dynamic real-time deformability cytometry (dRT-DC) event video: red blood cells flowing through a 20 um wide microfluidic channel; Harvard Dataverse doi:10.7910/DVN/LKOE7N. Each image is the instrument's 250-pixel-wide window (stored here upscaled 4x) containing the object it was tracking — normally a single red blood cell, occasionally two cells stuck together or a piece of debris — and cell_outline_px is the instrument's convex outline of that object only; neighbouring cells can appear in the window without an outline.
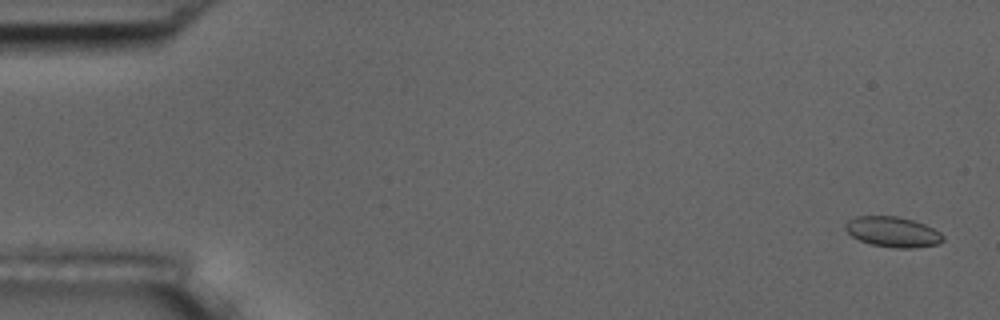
{"species": "common noctule bat (a hibernating species)", "species_latin": "Nyctalus noctula", "temperature_condition": "room temperature", "stored_images_in_passage": 10, "camera_frame_rate_fps": 3000, "um_per_image_px": 0.085, "animal": {"sex": "male", "body_mass_g": 17.5, "forearm_length_mm": 52.3}, "frame": {"image": 1, "passage_image": 1, "time_ms": 0.0, "image_size_px": [1000, 320], "cell_outline_px": [[944, 240], [940, 244], [916, 248], [896, 248], [868, 244], [852, 236], [844, 228], [844, 224], [848, 220], [856, 216], [896, 216], [912, 220], [924, 224], [940, 232], [944, 236]], "centroid_in_image_um": [75.89, 19.72], "position_along_channel_um": 9.1, "area_um2": 17.4}}
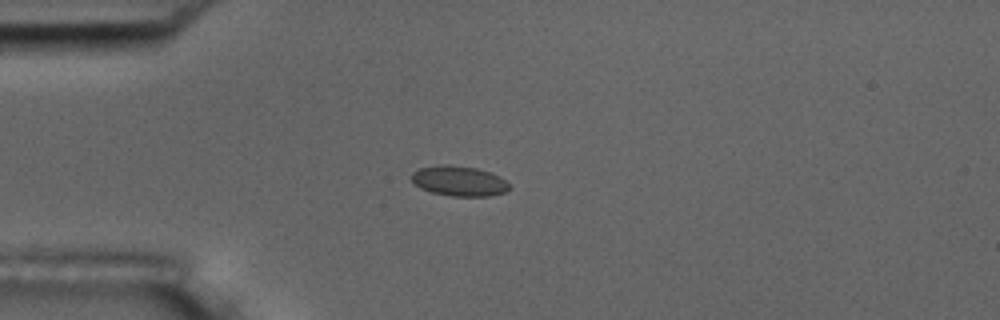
{"frame": {"image": 2, "passage_image": 4, "time_ms": 4.333, "image_size_px": [1000, 320], "cell_outline_px": [[512, 188], [504, 192], [488, 196], [452, 196], [432, 192], [420, 188], [408, 176], [412, 172], [420, 168], [440, 164], [448, 164], [476, 168], [500, 176]], "centroid_in_image_um": [38.99, 15.38], "position_along_channel_um": 46.0, "area_um2": 17.17}}
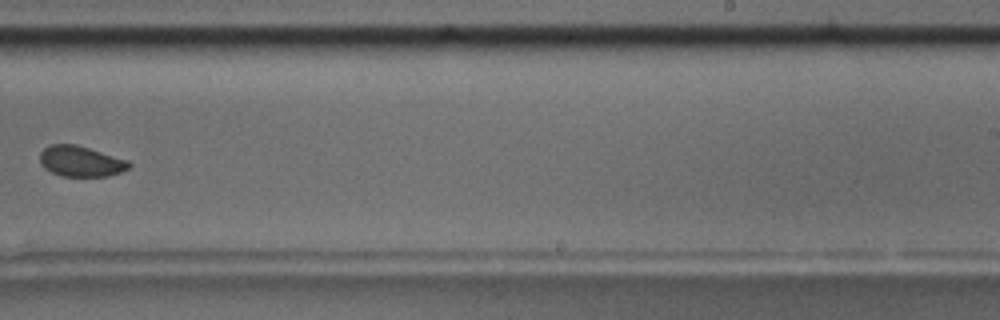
{"frame": {"image": 3, "passage_image": 10, "time_ms": 11.333, "image_size_px": [1000, 320], "cell_outline_px": [[132, 164], [128, 168], [120, 172], [108, 176], [60, 176], [44, 168], [40, 164], [40, 152], [48, 144], [76, 144], [128, 160]], "centroid_in_image_um": [6.84, 13.7], "position_along_channel_um": 282.2, "area_um2": 15.95}}